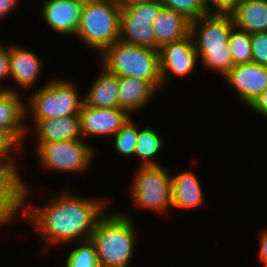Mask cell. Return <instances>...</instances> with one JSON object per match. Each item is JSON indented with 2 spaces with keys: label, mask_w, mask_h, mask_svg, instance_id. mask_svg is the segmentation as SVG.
Listing matches in <instances>:
<instances>
[{
  "label": "cell",
  "mask_w": 267,
  "mask_h": 267,
  "mask_svg": "<svg viewBox=\"0 0 267 267\" xmlns=\"http://www.w3.org/2000/svg\"><path fill=\"white\" fill-rule=\"evenodd\" d=\"M153 0H122V5H139Z\"/></svg>",
  "instance_id": "obj_36"
},
{
  "label": "cell",
  "mask_w": 267,
  "mask_h": 267,
  "mask_svg": "<svg viewBox=\"0 0 267 267\" xmlns=\"http://www.w3.org/2000/svg\"><path fill=\"white\" fill-rule=\"evenodd\" d=\"M248 108L267 89V66L253 62L233 66L223 77Z\"/></svg>",
  "instance_id": "obj_10"
},
{
  "label": "cell",
  "mask_w": 267,
  "mask_h": 267,
  "mask_svg": "<svg viewBox=\"0 0 267 267\" xmlns=\"http://www.w3.org/2000/svg\"><path fill=\"white\" fill-rule=\"evenodd\" d=\"M73 247L65 262V267H100L96 248L93 242L89 240L73 243Z\"/></svg>",
  "instance_id": "obj_24"
},
{
  "label": "cell",
  "mask_w": 267,
  "mask_h": 267,
  "mask_svg": "<svg viewBox=\"0 0 267 267\" xmlns=\"http://www.w3.org/2000/svg\"><path fill=\"white\" fill-rule=\"evenodd\" d=\"M31 121L33 122L30 123L33 124L32 126H30L29 122L26 124L28 130L27 135L35 134L34 143H50L56 141L82 139L80 135L79 115H69L59 118Z\"/></svg>",
  "instance_id": "obj_15"
},
{
  "label": "cell",
  "mask_w": 267,
  "mask_h": 267,
  "mask_svg": "<svg viewBox=\"0 0 267 267\" xmlns=\"http://www.w3.org/2000/svg\"><path fill=\"white\" fill-rule=\"evenodd\" d=\"M102 1H115V2H118V3H122V0H102Z\"/></svg>",
  "instance_id": "obj_37"
},
{
  "label": "cell",
  "mask_w": 267,
  "mask_h": 267,
  "mask_svg": "<svg viewBox=\"0 0 267 267\" xmlns=\"http://www.w3.org/2000/svg\"><path fill=\"white\" fill-rule=\"evenodd\" d=\"M159 62L163 88L171 75L184 78L193 73L200 61L191 34L163 45L159 49Z\"/></svg>",
  "instance_id": "obj_9"
},
{
  "label": "cell",
  "mask_w": 267,
  "mask_h": 267,
  "mask_svg": "<svg viewBox=\"0 0 267 267\" xmlns=\"http://www.w3.org/2000/svg\"><path fill=\"white\" fill-rule=\"evenodd\" d=\"M97 56L99 65L108 72L118 77L146 80L158 92L163 91L158 50L118 40Z\"/></svg>",
  "instance_id": "obj_4"
},
{
  "label": "cell",
  "mask_w": 267,
  "mask_h": 267,
  "mask_svg": "<svg viewBox=\"0 0 267 267\" xmlns=\"http://www.w3.org/2000/svg\"><path fill=\"white\" fill-rule=\"evenodd\" d=\"M258 246V262H261L262 266L267 265V229L260 231Z\"/></svg>",
  "instance_id": "obj_34"
},
{
  "label": "cell",
  "mask_w": 267,
  "mask_h": 267,
  "mask_svg": "<svg viewBox=\"0 0 267 267\" xmlns=\"http://www.w3.org/2000/svg\"><path fill=\"white\" fill-rule=\"evenodd\" d=\"M85 0L41 1V19L58 35L75 36L78 30Z\"/></svg>",
  "instance_id": "obj_12"
},
{
  "label": "cell",
  "mask_w": 267,
  "mask_h": 267,
  "mask_svg": "<svg viewBox=\"0 0 267 267\" xmlns=\"http://www.w3.org/2000/svg\"><path fill=\"white\" fill-rule=\"evenodd\" d=\"M119 81V108L129 114L142 111L156 95V89L146 80L132 77H118ZM142 108V109H141Z\"/></svg>",
  "instance_id": "obj_20"
},
{
  "label": "cell",
  "mask_w": 267,
  "mask_h": 267,
  "mask_svg": "<svg viewBox=\"0 0 267 267\" xmlns=\"http://www.w3.org/2000/svg\"><path fill=\"white\" fill-rule=\"evenodd\" d=\"M159 134L158 130L156 131L152 126H138L137 141L135 143L133 156L141 158L139 166L162 165L157 162V159L159 153L165 148L166 144L164 138Z\"/></svg>",
  "instance_id": "obj_22"
},
{
  "label": "cell",
  "mask_w": 267,
  "mask_h": 267,
  "mask_svg": "<svg viewBox=\"0 0 267 267\" xmlns=\"http://www.w3.org/2000/svg\"><path fill=\"white\" fill-rule=\"evenodd\" d=\"M34 145L39 165L41 164L47 171L80 175L90 168L96 156L94 147L83 139L34 143Z\"/></svg>",
  "instance_id": "obj_8"
},
{
  "label": "cell",
  "mask_w": 267,
  "mask_h": 267,
  "mask_svg": "<svg viewBox=\"0 0 267 267\" xmlns=\"http://www.w3.org/2000/svg\"><path fill=\"white\" fill-rule=\"evenodd\" d=\"M171 189L172 209L192 210L205 202L203 187L193 170L187 169L171 174Z\"/></svg>",
  "instance_id": "obj_16"
},
{
  "label": "cell",
  "mask_w": 267,
  "mask_h": 267,
  "mask_svg": "<svg viewBox=\"0 0 267 267\" xmlns=\"http://www.w3.org/2000/svg\"><path fill=\"white\" fill-rule=\"evenodd\" d=\"M129 187L133 207L161 214H167L172 209L171 173L168 168L164 169L162 165L138 166Z\"/></svg>",
  "instance_id": "obj_7"
},
{
  "label": "cell",
  "mask_w": 267,
  "mask_h": 267,
  "mask_svg": "<svg viewBox=\"0 0 267 267\" xmlns=\"http://www.w3.org/2000/svg\"><path fill=\"white\" fill-rule=\"evenodd\" d=\"M257 116L266 117L267 119V89L257 98V100L248 108Z\"/></svg>",
  "instance_id": "obj_33"
},
{
  "label": "cell",
  "mask_w": 267,
  "mask_h": 267,
  "mask_svg": "<svg viewBox=\"0 0 267 267\" xmlns=\"http://www.w3.org/2000/svg\"><path fill=\"white\" fill-rule=\"evenodd\" d=\"M21 96L24 97L21 92L0 90V131L8 133L24 150L28 130L25 100Z\"/></svg>",
  "instance_id": "obj_14"
},
{
  "label": "cell",
  "mask_w": 267,
  "mask_h": 267,
  "mask_svg": "<svg viewBox=\"0 0 267 267\" xmlns=\"http://www.w3.org/2000/svg\"><path fill=\"white\" fill-rule=\"evenodd\" d=\"M163 7L161 0H153L139 5H122L120 18L154 21Z\"/></svg>",
  "instance_id": "obj_28"
},
{
  "label": "cell",
  "mask_w": 267,
  "mask_h": 267,
  "mask_svg": "<svg viewBox=\"0 0 267 267\" xmlns=\"http://www.w3.org/2000/svg\"><path fill=\"white\" fill-rule=\"evenodd\" d=\"M241 0H205L208 14L231 15Z\"/></svg>",
  "instance_id": "obj_31"
},
{
  "label": "cell",
  "mask_w": 267,
  "mask_h": 267,
  "mask_svg": "<svg viewBox=\"0 0 267 267\" xmlns=\"http://www.w3.org/2000/svg\"><path fill=\"white\" fill-rule=\"evenodd\" d=\"M72 80L56 78L50 80L25 97L26 120L59 118L79 115L83 97Z\"/></svg>",
  "instance_id": "obj_5"
},
{
  "label": "cell",
  "mask_w": 267,
  "mask_h": 267,
  "mask_svg": "<svg viewBox=\"0 0 267 267\" xmlns=\"http://www.w3.org/2000/svg\"><path fill=\"white\" fill-rule=\"evenodd\" d=\"M153 21L134 20V18H120L119 40L156 50V38L152 29Z\"/></svg>",
  "instance_id": "obj_23"
},
{
  "label": "cell",
  "mask_w": 267,
  "mask_h": 267,
  "mask_svg": "<svg viewBox=\"0 0 267 267\" xmlns=\"http://www.w3.org/2000/svg\"><path fill=\"white\" fill-rule=\"evenodd\" d=\"M252 62L267 66V32L250 34Z\"/></svg>",
  "instance_id": "obj_30"
},
{
  "label": "cell",
  "mask_w": 267,
  "mask_h": 267,
  "mask_svg": "<svg viewBox=\"0 0 267 267\" xmlns=\"http://www.w3.org/2000/svg\"><path fill=\"white\" fill-rule=\"evenodd\" d=\"M164 7L181 13L188 20H196L207 13L205 0H161Z\"/></svg>",
  "instance_id": "obj_29"
},
{
  "label": "cell",
  "mask_w": 267,
  "mask_h": 267,
  "mask_svg": "<svg viewBox=\"0 0 267 267\" xmlns=\"http://www.w3.org/2000/svg\"><path fill=\"white\" fill-rule=\"evenodd\" d=\"M100 67V75L95 77L93 84L83 96V104L101 109L119 108L118 76Z\"/></svg>",
  "instance_id": "obj_18"
},
{
  "label": "cell",
  "mask_w": 267,
  "mask_h": 267,
  "mask_svg": "<svg viewBox=\"0 0 267 267\" xmlns=\"http://www.w3.org/2000/svg\"><path fill=\"white\" fill-rule=\"evenodd\" d=\"M22 184V216L31 228L36 230L42 242V251L46 254L51 248L79 241L89 240L98 219L108 210L111 199L104 197H82L68 186L51 194L41 207L31 205L30 186ZM53 195V196H52ZM30 204V205H29Z\"/></svg>",
  "instance_id": "obj_1"
},
{
  "label": "cell",
  "mask_w": 267,
  "mask_h": 267,
  "mask_svg": "<svg viewBox=\"0 0 267 267\" xmlns=\"http://www.w3.org/2000/svg\"><path fill=\"white\" fill-rule=\"evenodd\" d=\"M231 16L234 26L241 31L267 32V0H241Z\"/></svg>",
  "instance_id": "obj_21"
},
{
  "label": "cell",
  "mask_w": 267,
  "mask_h": 267,
  "mask_svg": "<svg viewBox=\"0 0 267 267\" xmlns=\"http://www.w3.org/2000/svg\"><path fill=\"white\" fill-rule=\"evenodd\" d=\"M19 5L20 0H0V20L16 11Z\"/></svg>",
  "instance_id": "obj_35"
},
{
  "label": "cell",
  "mask_w": 267,
  "mask_h": 267,
  "mask_svg": "<svg viewBox=\"0 0 267 267\" xmlns=\"http://www.w3.org/2000/svg\"><path fill=\"white\" fill-rule=\"evenodd\" d=\"M190 20L181 13L163 7L152 23L156 38V50L168 43L175 42L190 34Z\"/></svg>",
  "instance_id": "obj_19"
},
{
  "label": "cell",
  "mask_w": 267,
  "mask_h": 267,
  "mask_svg": "<svg viewBox=\"0 0 267 267\" xmlns=\"http://www.w3.org/2000/svg\"><path fill=\"white\" fill-rule=\"evenodd\" d=\"M14 152L23 154L22 147L8 133L0 131V170L20 173Z\"/></svg>",
  "instance_id": "obj_27"
},
{
  "label": "cell",
  "mask_w": 267,
  "mask_h": 267,
  "mask_svg": "<svg viewBox=\"0 0 267 267\" xmlns=\"http://www.w3.org/2000/svg\"><path fill=\"white\" fill-rule=\"evenodd\" d=\"M42 61L38 54L28 50L27 47L9 44L10 79L18 86L6 84L5 90L20 93L21 88L27 89L26 91L33 89L42 75ZM17 87H20V90Z\"/></svg>",
  "instance_id": "obj_13"
},
{
  "label": "cell",
  "mask_w": 267,
  "mask_h": 267,
  "mask_svg": "<svg viewBox=\"0 0 267 267\" xmlns=\"http://www.w3.org/2000/svg\"><path fill=\"white\" fill-rule=\"evenodd\" d=\"M109 210L96 222L90 240L95 245L100 267H128L138 245L139 228L127 212L109 213Z\"/></svg>",
  "instance_id": "obj_2"
},
{
  "label": "cell",
  "mask_w": 267,
  "mask_h": 267,
  "mask_svg": "<svg viewBox=\"0 0 267 267\" xmlns=\"http://www.w3.org/2000/svg\"><path fill=\"white\" fill-rule=\"evenodd\" d=\"M234 28L231 15L206 14L190 22V34L204 70L224 77L233 67L228 42Z\"/></svg>",
  "instance_id": "obj_3"
},
{
  "label": "cell",
  "mask_w": 267,
  "mask_h": 267,
  "mask_svg": "<svg viewBox=\"0 0 267 267\" xmlns=\"http://www.w3.org/2000/svg\"><path fill=\"white\" fill-rule=\"evenodd\" d=\"M229 47L233 59V66L252 62L250 34L237 29L232 30Z\"/></svg>",
  "instance_id": "obj_26"
},
{
  "label": "cell",
  "mask_w": 267,
  "mask_h": 267,
  "mask_svg": "<svg viewBox=\"0 0 267 267\" xmlns=\"http://www.w3.org/2000/svg\"><path fill=\"white\" fill-rule=\"evenodd\" d=\"M8 78V79H7ZM10 80L9 70V45L5 47V43L0 41V90H5L4 80ZM2 82V84H1Z\"/></svg>",
  "instance_id": "obj_32"
},
{
  "label": "cell",
  "mask_w": 267,
  "mask_h": 267,
  "mask_svg": "<svg viewBox=\"0 0 267 267\" xmlns=\"http://www.w3.org/2000/svg\"><path fill=\"white\" fill-rule=\"evenodd\" d=\"M122 4L115 1L85 0L76 38L100 55L119 40Z\"/></svg>",
  "instance_id": "obj_6"
},
{
  "label": "cell",
  "mask_w": 267,
  "mask_h": 267,
  "mask_svg": "<svg viewBox=\"0 0 267 267\" xmlns=\"http://www.w3.org/2000/svg\"><path fill=\"white\" fill-rule=\"evenodd\" d=\"M21 173L0 170V228L22 213Z\"/></svg>",
  "instance_id": "obj_17"
},
{
  "label": "cell",
  "mask_w": 267,
  "mask_h": 267,
  "mask_svg": "<svg viewBox=\"0 0 267 267\" xmlns=\"http://www.w3.org/2000/svg\"><path fill=\"white\" fill-rule=\"evenodd\" d=\"M130 119L122 126V128L112 137L114 140L113 148L116 154L130 158L134 155L135 143L137 141L138 126L135 121Z\"/></svg>",
  "instance_id": "obj_25"
},
{
  "label": "cell",
  "mask_w": 267,
  "mask_h": 267,
  "mask_svg": "<svg viewBox=\"0 0 267 267\" xmlns=\"http://www.w3.org/2000/svg\"><path fill=\"white\" fill-rule=\"evenodd\" d=\"M123 108L101 109L82 105L79 113L80 135L83 140L90 137H108L112 139L130 119Z\"/></svg>",
  "instance_id": "obj_11"
}]
</instances>
